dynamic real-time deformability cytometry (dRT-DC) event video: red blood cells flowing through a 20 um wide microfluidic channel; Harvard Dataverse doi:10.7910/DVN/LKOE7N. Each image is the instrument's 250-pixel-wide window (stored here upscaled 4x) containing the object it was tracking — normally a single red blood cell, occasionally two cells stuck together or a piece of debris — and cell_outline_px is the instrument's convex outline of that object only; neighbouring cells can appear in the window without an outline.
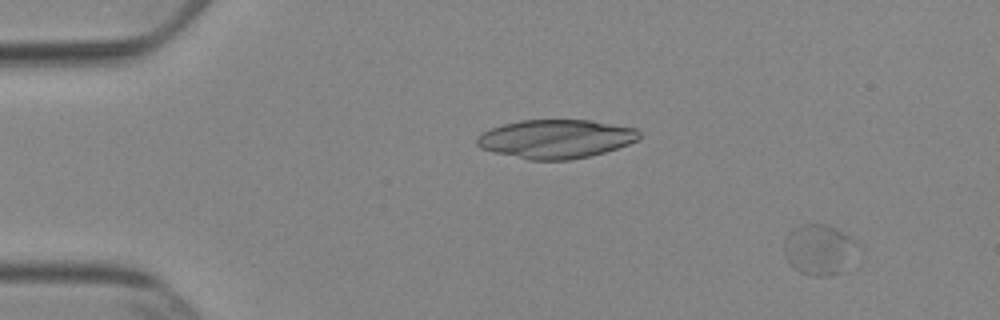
{"species": "Egyptian fruit bat (a non-hibernating species)", "species_latin": "Rousettus aegyptiacus", "temperature_condition": "cold", "stored_images_in_passage": 53, "camera_frame_rate_fps": 3000, "um_per_image_px": 0.085, "animal": {"sex": "female"}, "frame": {"image": 1, "passage_image": 5, "time_ms": 1.333, "image_size_px": [1000, 320], "cell_outline_px": [[860, 248], [840, 272], [828, 276], [808, 276], [800, 272], [788, 260], [784, 252], [784, 240], [788, 232], [800, 224], [828, 224], [836, 228], [856, 240], [860, 244]], "centroid_in_image_um": [69.64, 21.19], "position_along_channel_um": 15.4, "area_um2": 21.73}}
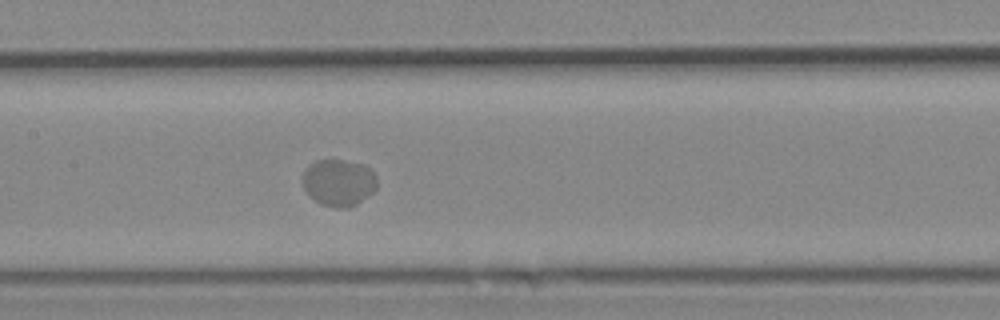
{"frame": {"image": 2, "passage_image": 27, "time_ms": 8.667, "image_size_px": [1000, 320], "cell_outline_px": [[376, 188], [372, 192], [356, 204], [348, 208], [332, 208], [320, 204], [304, 188], [304, 168], [308, 164], [316, 160], [340, 160], [364, 164], [376, 176]], "centroid_in_image_um": [28.78, 15.52], "position_along_channel_um": 178.6, "area_um2": 20.11}}
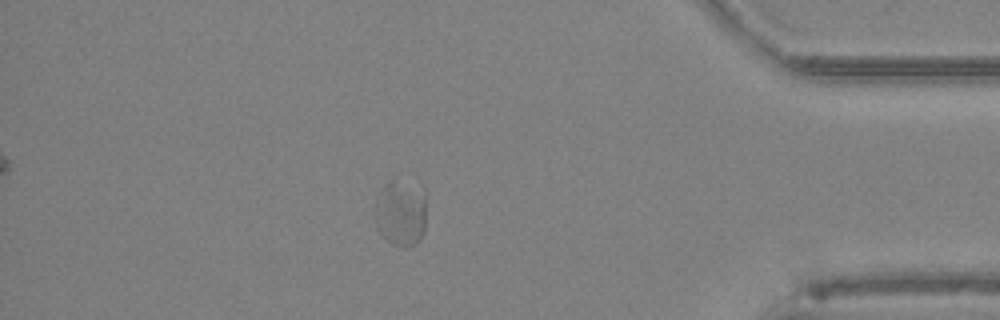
{"frame": {"image": 3, "passage_image": 47, "time_ms": 15.333, "image_size_px": [1000, 320], "cell_outline_px": [[424, 232], [420, 240], [416, 244], [408, 248], [404, 248], [392, 244], [376, 228], [372, 208], [376, 196], [392, 180], [424, 188]], "centroid_in_image_um": [34.03, 18.16], "position_along_channel_um": 401.2, "area_um2": 20.0}, "authors_computed_cell_mechanics": {"area_um2": 21.0392, "velocity_mm_per_s": 3.8428, "shape_relaxation_time_tau1_ms": 3.1123, "shape_relaxation_time_tau2_ms": null, "deformation_change_tau1": 0.0519, "deformation_change_tau2": null}}